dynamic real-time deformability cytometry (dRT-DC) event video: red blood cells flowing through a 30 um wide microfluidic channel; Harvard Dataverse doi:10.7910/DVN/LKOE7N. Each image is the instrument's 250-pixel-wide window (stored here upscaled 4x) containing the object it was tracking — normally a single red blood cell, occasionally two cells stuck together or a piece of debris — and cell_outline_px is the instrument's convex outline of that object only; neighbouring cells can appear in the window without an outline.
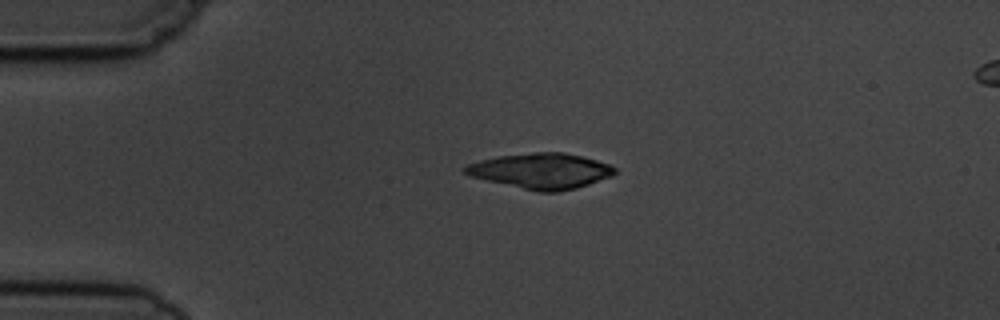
{"species": "common noctule bat (a hibernating species)", "species_latin": "Nyctalus noctula", "temperature_condition": "cold", "stored_images_in_passage": 3, "camera_frame_rate_fps": 3000, "um_per_image_px": 0.085, "animal": {"sex": "male", "body_mass_g": 19.5, "forearm_length_mm": 54.6}, "frame": {"image": 1, "passage_image": 1, "time_ms": 0.0, "image_size_px": [1000, 320], "cell_outline_px": [[616, 172], [612, 176], [576, 188], [556, 192], [540, 192], [468, 176], [464, 172], [464, 168], [468, 164], [480, 160], [496, 156], [532, 152], [564, 152], [596, 160], [608, 164], [616, 168]], "centroid_in_image_um": [45.98, 14.52], "position_along_channel_um": 39.0, "area_um2": 30.75}}